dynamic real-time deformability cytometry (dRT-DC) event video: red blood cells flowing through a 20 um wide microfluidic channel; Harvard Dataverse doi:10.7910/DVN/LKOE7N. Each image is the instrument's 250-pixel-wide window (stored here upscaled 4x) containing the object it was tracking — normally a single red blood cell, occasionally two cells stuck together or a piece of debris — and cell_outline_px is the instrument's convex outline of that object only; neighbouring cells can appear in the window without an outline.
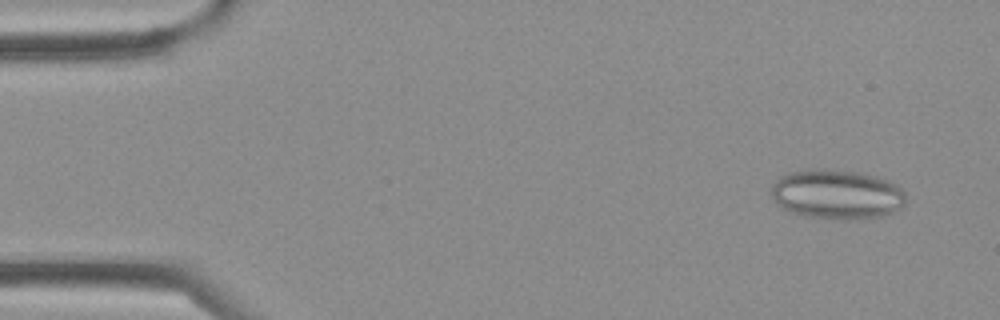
{"species": "Egyptian fruit bat (a non-hibernating species)", "species_latin": "Rousettus aegyptiacus", "temperature_condition": "cold", "stored_images_in_passage": 36, "segment_of_instrument_passage": [1, 2], "camera_frame_rate_fps": 3000, "um_per_image_px": 0.085, "frame": {"image": 1, "passage_image": 3, "time_ms": 0.667, "image_size_px": [1000, 320], "cell_outline_px": [[904, 204], [900, 208], [892, 212], [880, 216], [852, 220], [840, 220], [804, 216], [792, 212], [776, 204], [772, 196], [772, 188], [776, 180], [780, 176], [788, 172], [816, 168], [820, 168], [856, 172], [888, 180], [896, 184], [904, 192]], "centroid_in_image_um": [71.11, 16.52], "position_along_channel_um": 13.9, "area_um2": 38.84}}